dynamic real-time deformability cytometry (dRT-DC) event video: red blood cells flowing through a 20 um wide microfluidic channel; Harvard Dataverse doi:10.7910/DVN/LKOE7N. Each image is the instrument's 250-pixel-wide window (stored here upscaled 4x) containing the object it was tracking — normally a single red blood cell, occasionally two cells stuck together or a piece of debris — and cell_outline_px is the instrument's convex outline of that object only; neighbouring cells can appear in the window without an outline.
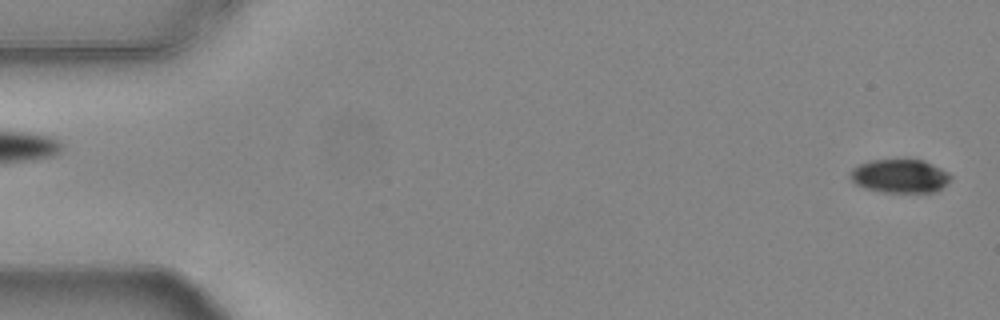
{"species": "common noctule bat (a hibernating species)", "species_latin": "Nyctalus noctula", "temperature_condition": "warm", "stored_images_in_passage": 54, "camera_frame_rate_fps": 3000, "um_per_image_px": 0.085, "animal": {"sex": "female", "body_mass_g": 24.6, "forearm_length_mm": 56.2}, "frame": {"image": 1, "passage_image": 1, "time_ms": 0.0, "image_size_px": [1000, 320], "cell_outline_px": [[952, 176], [948, 184], [936, 192], [884, 192], [864, 188], [856, 184], [848, 176], [848, 172], [852, 168], [868, 160], [924, 160], [948, 172]], "centroid_in_image_um": [76.48, 14.97], "position_along_channel_um": 8.5, "area_um2": 19.83}}
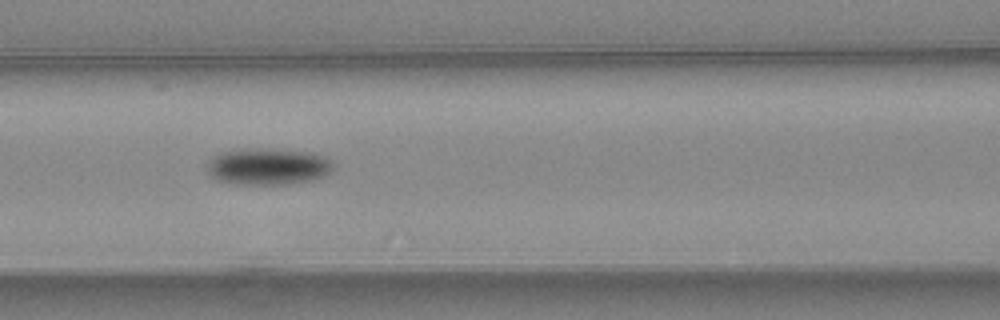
{"frame": {"image": 2, "passage_image": 23, "time_ms": 7.333, "image_size_px": [1000, 320], "cell_outline_px": [[336, 168], [332, 172], [324, 176], [312, 180], [288, 184], [236, 184], [216, 180], [208, 172], [208, 160], [220, 152], [256, 148], [260, 148], [308, 152], [324, 156], [332, 160], [336, 164]], "centroid_in_image_um": [22.83, 14.16], "position_along_channel_um": 143.8, "area_um2": 27.11}}
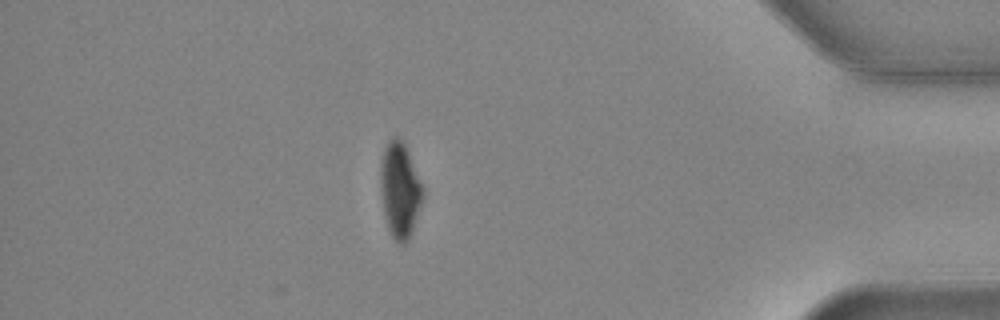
{"frame": {"image": 3, "passage_image": 47, "time_ms": 15.333, "image_size_px": [1000, 320], "cell_outline_px": [[424, 196], [412, 232], [408, 240], [404, 244], [396, 244], [388, 228], [384, 216], [380, 192], [380, 160], [384, 148], [388, 140], [392, 136], [396, 136], [404, 144], [408, 152], [424, 188]], "centroid_in_image_um": [33.97, 16.17], "position_along_channel_um": 401.2, "area_um2": 23.87}, "authors_computed_cell_mechanics": {"area_um2": 23.8136, "velocity_mm_per_s": 3.7715, "shape_relaxation_time_tau1_ms": 2.2391, "shape_relaxation_time_tau2_ms": null, "deformation_change_tau1": 0.1381, "deformation_change_tau2": null}}